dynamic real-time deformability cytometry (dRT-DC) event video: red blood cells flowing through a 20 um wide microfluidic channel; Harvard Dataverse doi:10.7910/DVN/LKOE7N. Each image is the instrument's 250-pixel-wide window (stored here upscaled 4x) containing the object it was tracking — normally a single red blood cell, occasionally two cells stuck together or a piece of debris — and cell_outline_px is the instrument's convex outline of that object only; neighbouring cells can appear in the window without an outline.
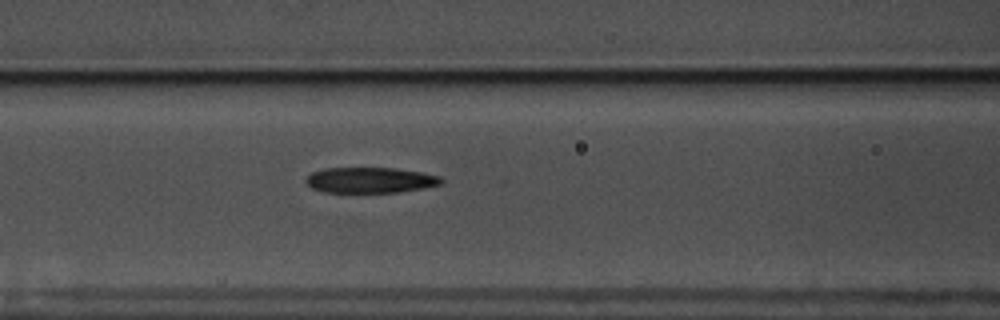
{"species": "common noctule bat (a hibernating species)", "species_latin": "Nyctalus noctula", "temperature_condition": "warm", "stored_images_in_passage": 58, "camera_frame_rate_fps": 3000, "um_per_image_px": 0.085, "animal": {"sex": "male", "body_mass_g": 17.5, "forearm_length_mm": 52.3}, "frame": {"image": 1, "passage_image": 25, "time_ms": 8.0, "image_size_px": [1000, 320], "cell_outline_px": [[444, 180], [440, 184], [424, 188], [396, 192], [324, 192], [312, 188], [304, 180], [312, 172], [324, 168], [396, 168], [424, 172], [440, 176]], "centroid_in_image_um": [31.49, 15.3], "position_along_channel_um": 135.1, "area_um2": 20.23}}
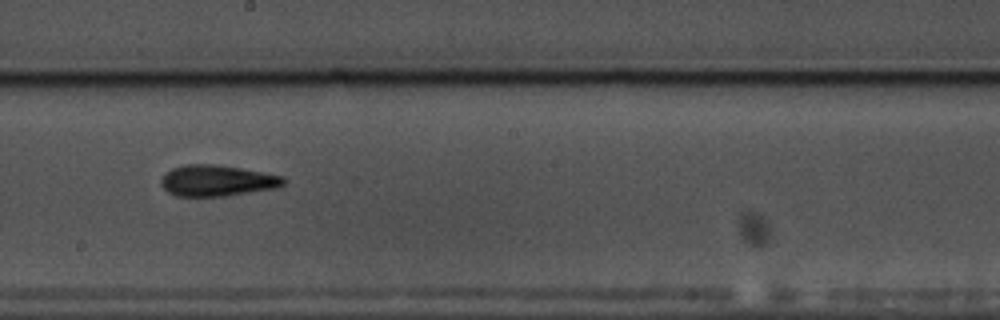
{"frame": {"image": 2, "passage_image": 33, "time_ms": 10.667, "image_size_px": [1000, 320], "cell_outline_px": [[288, 180], [284, 184], [276, 188], [228, 196], [176, 196], [168, 192], [160, 184], [160, 176], [164, 172], [172, 168], [184, 164], [216, 164], [240, 168], [284, 176]], "centroid_in_image_um": [18.43, 15.35], "position_along_channel_um": 229.8, "area_um2": 22.54}}
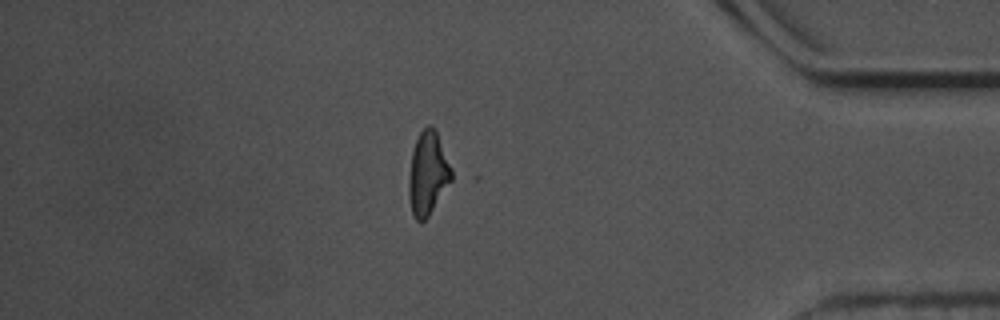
{"frame": {"image": 3, "passage_image": 50, "time_ms": 16.333, "image_size_px": [1000, 320], "cell_outline_px": [[452, 180], [428, 216], [420, 224], [412, 216], [408, 196], [408, 180], [412, 152], [416, 140], [420, 132], [428, 124], [432, 124], [436, 128], [452, 168]], "centroid_in_image_um": [36.36, 14.73], "position_along_channel_um": 398.8, "area_um2": 21.04}, "authors_computed_cell_mechanics": {"area_um2": 20.8658, "velocity_mm_per_s": 3.5638, "shape_relaxation_time_tau1_ms": 4.7872, "shape_relaxation_time_tau2_ms": 4.5156, "deformation_change_tau1": 0.1735, "deformation_change_tau2": 0.1489}}